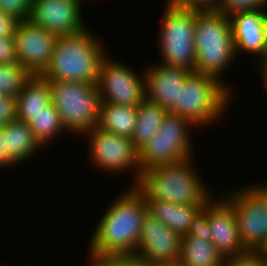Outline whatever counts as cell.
<instances>
[{"mask_svg": "<svg viewBox=\"0 0 267 266\" xmlns=\"http://www.w3.org/2000/svg\"><path fill=\"white\" fill-rule=\"evenodd\" d=\"M107 208L91 234L89 255L94 258L135 255L148 212L144 194L131 185Z\"/></svg>", "mask_w": 267, "mask_h": 266, "instance_id": "6da1fadb", "label": "cell"}, {"mask_svg": "<svg viewBox=\"0 0 267 266\" xmlns=\"http://www.w3.org/2000/svg\"><path fill=\"white\" fill-rule=\"evenodd\" d=\"M104 45L88 28L58 37L50 63L40 76L45 80L97 84L101 63L108 55Z\"/></svg>", "mask_w": 267, "mask_h": 266, "instance_id": "7a4b0ae2", "label": "cell"}, {"mask_svg": "<svg viewBox=\"0 0 267 266\" xmlns=\"http://www.w3.org/2000/svg\"><path fill=\"white\" fill-rule=\"evenodd\" d=\"M192 159L146 169L136 187L144 194L145 200H162L203 209L212 200L210 194L213 193L193 168Z\"/></svg>", "mask_w": 267, "mask_h": 266, "instance_id": "3957f363", "label": "cell"}, {"mask_svg": "<svg viewBox=\"0 0 267 266\" xmlns=\"http://www.w3.org/2000/svg\"><path fill=\"white\" fill-rule=\"evenodd\" d=\"M194 36L195 72L223 83L222 74L236 59L230 17L217 10L198 11Z\"/></svg>", "mask_w": 267, "mask_h": 266, "instance_id": "277c9868", "label": "cell"}, {"mask_svg": "<svg viewBox=\"0 0 267 266\" xmlns=\"http://www.w3.org/2000/svg\"><path fill=\"white\" fill-rule=\"evenodd\" d=\"M231 87L212 76L192 72L178 95V105L170 112L183 116L194 126L205 127L225 115L233 98Z\"/></svg>", "mask_w": 267, "mask_h": 266, "instance_id": "5b68a950", "label": "cell"}, {"mask_svg": "<svg viewBox=\"0 0 267 266\" xmlns=\"http://www.w3.org/2000/svg\"><path fill=\"white\" fill-rule=\"evenodd\" d=\"M47 81L52 103L67 132L84 135L99 125L101 98L97 84Z\"/></svg>", "mask_w": 267, "mask_h": 266, "instance_id": "8992f818", "label": "cell"}, {"mask_svg": "<svg viewBox=\"0 0 267 266\" xmlns=\"http://www.w3.org/2000/svg\"><path fill=\"white\" fill-rule=\"evenodd\" d=\"M162 15L158 35V49L162 60L160 64L185 68L195 72V24L199 10L181 8L168 0Z\"/></svg>", "mask_w": 267, "mask_h": 266, "instance_id": "52a82bcc", "label": "cell"}, {"mask_svg": "<svg viewBox=\"0 0 267 266\" xmlns=\"http://www.w3.org/2000/svg\"><path fill=\"white\" fill-rule=\"evenodd\" d=\"M234 190L221 196L234 209L243 246L250 251H266L267 181Z\"/></svg>", "mask_w": 267, "mask_h": 266, "instance_id": "ba28073f", "label": "cell"}, {"mask_svg": "<svg viewBox=\"0 0 267 266\" xmlns=\"http://www.w3.org/2000/svg\"><path fill=\"white\" fill-rule=\"evenodd\" d=\"M192 128L197 127L188 119L167 112L155 135L139 149L141 172L193 158Z\"/></svg>", "mask_w": 267, "mask_h": 266, "instance_id": "9c48e42d", "label": "cell"}, {"mask_svg": "<svg viewBox=\"0 0 267 266\" xmlns=\"http://www.w3.org/2000/svg\"><path fill=\"white\" fill-rule=\"evenodd\" d=\"M88 134V135H87ZM88 136L89 159L95 167L102 168L106 173H124L133 171L135 176L133 186H136L141 176L139 150L131 138L104 131L98 126L84 134ZM135 170V171H134Z\"/></svg>", "mask_w": 267, "mask_h": 266, "instance_id": "30bf717a", "label": "cell"}, {"mask_svg": "<svg viewBox=\"0 0 267 266\" xmlns=\"http://www.w3.org/2000/svg\"><path fill=\"white\" fill-rule=\"evenodd\" d=\"M108 56L101 63L97 81L101 103L138 107L145 100L144 77Z\"/></svg>", "mask_w": 267, "mask_h": 266, "instance_id": "8fae6325", "label": "cell"}, {"mask_svg": "<svg viewBox=\"0 0 267 266\" xmlns=\"http://www.w3.org/2000/svg\"><path fill=\"white\" fill-rule=\"evenodd\" d=\"M13 38L18 63L31 75L40 76L50 63L58 37L30 20H21Z\"/></svg>", "mask_w": 267, "mask_h": 266, "instance_id": "7c38bea8", "label": "cell"}, {"mask_svg": "<svg viewBox=\"0 0 267 266\" xmlns=\"http://www.w3.org/2000/svg\"><path fill=\"white\" fill-rule=\"evenodd\" d=\"M182 236L147 212L135 255L148 264H178Z\"/></svg>", "mask_w": 267, "mask_h": 266, "instance_id": "4fadbf2b", "label": "cell"}, {"mask_svg": "<svg viewBox=\"0 0 267 266\" xmlns=\"http://www.w3.org/2000/svg\"><path fill=\"white\" fill-rule=\"evenodd\" d=\"M82 0H33L29 20L57 37L83 31Z\"/></svg>", "mask_w": 267, "mask_h": 266, "instance_id": "5bb4252c", "label": "cell"}, {"mask_svg": "<svg viewBox=\"0 0 267 266\" xmlns=\"http://www.w3.org/2000/svg\"><path fill=\"white\" fill-rule=\"evenodd\" d=\"M207 204V222L211 242L226 260L248 250L243 246L233 207L223 198Z\"/></svg>", "mask_w": 267, "mask_h": 266, "instance_id": "9a60e30c", "label": "cell"}, {"mask_svg": "<svg viewBox=\"0 0 267 266\" xmlns=\"http://www.w3.org/2000/svg\"><path fill=\"white\" fill-rule=\"evenodd\" d=\"M192 72L185 68L152 64L143 70L145 99L171 112L178 105V95Z\"/></svg>", "mask_w": 267, "mask_h": 266, "instance_id": "2e32d148", "label": "cell"}, {"mask_svg": "<svg viewBox=\"0 0 267 266\" xmlns=\"http://www.w3.org/2000/svg\"><path fill=\"white\" fill-rule=\"evenodd\" d=\"M229 17L236 57L246 52L255 54L260 62L267 50V12L256 9L237 12Z\"/></svg>", "mask_w": 267, "mask_h": 266, "instance_id": "e0dca14e", "label": "cell"}, {"mask_svg": "<svg viewBox=\"0 0 267 266\" xmlns=\"http://www.w3.org/2000/svg\"><path fill=\"white\" fill-rule=\"evenodd\" d=\"M3 133L8 159L14 165L33 157L43 147L28 123L17 118L3 126Z\"/></svg>", "mask_w": 267, "mask_h": 266, "instance_id": "ac0fdd59", "label": "cell"}, {"mask_svg": "<svg viewBox=\"0 0 267 266\" xmlns=\"http://www.w3.org/2000/svg\"><path fill=\"white\" fill-rule=\"evenodd\" d=\"M51 102L48 81L41 76L32 75L16 97L17 119L28 123L34 114L46 110Z\"/></svg>", "mask_w": 267, "mask_h": 266, "instance_id": "d6986e66", "label": "cell"}, {"mask_svg": "<svg viewBox=\"0 0 267 266\" xmlns=\"http://www.w3.org/2000/svg\"><path fill=\"white\" fill-rule=\"evenodd\" d=\"M148 213L182 237L187 235L191 221L202 209L199 206L175 204L162 200H146Z\"/></svg>", "mask_w": 267, "mask_h": 266, "instance_id": "ffe728a7", "label": "cell"}, {"mask_svg": "<svg viewBox=\"0 0 267 266\" xmlns=\"http://www.w3.org/2000/svg\"><path fill=\"white\" fill-rule=\"evenodd\" d=\"M137 120V107L101 103L98 127L119 136L131 138Z\"/></svg>", "mask_w": 267, "mask_h": 266, "instance_id": "44dd1931", "label": "cell"}, {"mask_svg": "<svg viewBox=\"0 0 267 266\" xmlns=\"http://www.w3.org/2000/svg\"><path fill=\"white\" fill-rule=\"evenodd\" d=\"M226 260L211 241L183 236L179 266H225Z\"/></svg>", "mask_w": 267, "mask_h": 266, "instance_id": "7402d4cb", "label": "cell"}, {"mask_svg": "<svg viewBox=\"0 0 267 266\" xmlns=\"http://www.w3.org/2000/svg\"><path fill=\"white\" fill-rule=\"evenodd\" d=\"M167 111L157 103L144 100L137 107V120L131 140L139 150L158 131Z\"/></svg>", "mask_w": 267, "mask_h": 266, "instance_id": "603a6c76", "label": "cell"}, {"mask_svg": "<svg viewBox=\"0 0 267 266\" xmlns=\"http://www.w3.org/2000/svg\"><path fill=\"white\" fill-rule=\"evenodd\" d=\"M28 125L43 148L44 145H48V142L50 144V141H53L58 134L60 136L62 132L63 134L64 131L66 132L60 115L52 102L46 106V110L34 114Z\"/></svg>", "mask_w": 267, "mask_h": 266, "instance_id": "cb8c5ba5", "label": "cell"}, {"mask_svg": "<svg viewBox=\"0 0 267 266\" xmlns=\"http://www.w3.org/2000/svg\"><path fill=\"white\" fill-rule=\"evenodd\" d=\"M32 75L18 62L0 64V93L17 97Z\"/></svg>", "mask_w": 267, "mask_h": 266, "instance_id": "d4e9b609", "label": "cell"}, {"mask_svg": "<svg viewBox=\"0 0 267 266\" xmlns=\"http://www.w3.org/2000/svg\"><path fill=\"white\" fill-rule=\"evenodd\" d=\"M267 0H219L217 11L227 16L241 11L264 9Z\"/></svg>", "mask_w": 267, "mask_h": 266, "instance_id": "484cf974", "label": "cell"}, {"mask_svg": "<svg viewBox=\"0 0 267 266\" xmlns=\"http://www.w3.org/2000/svg\"><path fill=\"white\" fill-rule=\"evenodd\" d=\"M33 0H0V10L17 20H29Z\"/></svg>", "mask_w": 267, "mask_h": 266, "instance_id": "4316f807", "label": "cell"}, {"mask_svg": "<svg viewBox=\"0 0 267 266\" xmlns=\"http://www.w3.org/2000/svg\"><path fill=\"white\" fill-rule=\"evenodd\" d=\"M225 266H267L265 251H250L226 259Z\"/></svg>", "mask_w": 267, "mask_h": 266, "instance_id": "83f0119b", "label": "cell"}, {"mask_svg": "<svg viewBox=\"0 0 267 266\" xmlns=\"http://www.w3.org/2000/svg\"><path fill=\"white\" fill-rule=\"evenodd\" d=\"M185 236H194L202 240L211 241V230L207 222V205L195 215Z\"/></svg>", "mask_w": 267, "mask_h": 266, "instance_id": "f1b7e54d", "label": "cell"}, {"mask_svg": "<svg viewBox=\"0 0 267 266\" xmlns=\"http://www.w3.org/2000/svg\"><path fill=\"white\" fill-rule=\"evenodd\" d=\"M17 118L16 97L0 93V128Z\"/></svg>", "mask_w": 267, "mask_h": 266, "instance_id": "f546056e", "label": "cell"}, {"mask_svg": "<svg viewBox=\"0 0 267 266\" xmlns=\"http://www.w3.org/2000/svg\"><path fill=\"white\" fill-rule=\"evenodd\" d=\"M108 266H148L149 264L136 255H112L101 258Z\"/></svg>", "mask_w": 267, "mask_h": 266, "instance_id": "4dcf8cb0", "label": "cell"}, {"mask_svg": "<svg viewBox=\"0 0 267 266\" xmlns=\"http://www.w3.org/2000/svg\"><path fill=\"white\" fill-rule=\"evenodd\" d=\"M171 4L199 11L217 10L219 0H168Z\"/></svg>", "mask_w": 267, "mask_h": 266, "instance_id": "1f68e13d", "label": "cell"}, {"mask_svg": "<svg viewBox=\"0 0 267 266\" xmlns=\"http://www.w3.org/2000/svg\"><path fill=\"white\" fill-rule=\"evenodd\" d=\"M18 62L13 37H0V64Z\"/></svg>", "mask_w": 267, "mask_h": 266, "instance_id": "d6a6232c", "label": "cell"}, {"mask_svg": "<svg viewBox=\"0 0 267 266\" xmlns=\"http://www.w3.org/2000/svg\"><path fill=\"white\" fill-rule=\"evenodd\" d=\"M18 21L12 15L0 10V37H13Z\"/></svg>", "mask_w": 267, "mask_h": 266, "instance_id": "836d02e7", "label": "cell"}, {"mask_svg": "<svg viewBox=\"0 0 267 266\" xmlns=\"http://www.w3.org/2000/svg\"><path fill=\"white\" fill-rule=\"evenodd\" d=\"M14 164L8 159V153L5 150V138L3 133V127L0 128V170L4 169V167L9 168L8 166H11Z\"/></svg>", "mask_w": 267, "mask_h": 266, "instance_id": "e575fe53", "label": "cell"}, {"mask_svg": "<svg viewBox=\"0 0 267 266\" xmlns=\"http://www.w3.org/2000/svg\"><path fill=\"white\" fill-rule=\"evenodd\" d=\"M88 257H90L89 258L90 261L88 262L86 266H108L101 258H94L91 256H88Z\"/></svg>", "mask_w": 267, "mask_h": 266, "instance_id": "d590c367", "label": "cell"}, {"mask_svg": "<svg viewBox=\"0 0 267 266\" xmlns=\"http://www.w3.org/2000/svg\"><path fill=\"white\" fill-rule=\"evenodd\" d=\"M259 72H267V50H266V53L264 55V57L260 60L259 62Z\"/></svg>", "mask_w": 267, "mask_h": 266, "instance_id": "8d00e7d4", "label": "cell"}, {"mask_svg": "<svg viewBox=\"0 0 267 266\" xmlns=\"http://www.w3.org/2000/svg\"><path fill=\"white\" fill-rule=\"evenodd\" d=\"M261 75V79H263V85H264V89H266V94H267V72H260ZM267 96V95H266Z\"/></svg>", "mask_w": 267, "mask_h": 266, "instance_id": "74e56055", "label": "cell"}, {"mask_svg": "<svg viewBox=\"0 0 267 266\" xmlns=\"http://www.w3.org/2000/svg\"><path fill=\"white\" fill-rule=\"evenodd\" d=\"M148 266H179L178 264H149Z\"/></svg>", "mask_w": 267, "mask_h": 266, "instance_id": "f35d334b", "label": "cell"}]
</instances>
